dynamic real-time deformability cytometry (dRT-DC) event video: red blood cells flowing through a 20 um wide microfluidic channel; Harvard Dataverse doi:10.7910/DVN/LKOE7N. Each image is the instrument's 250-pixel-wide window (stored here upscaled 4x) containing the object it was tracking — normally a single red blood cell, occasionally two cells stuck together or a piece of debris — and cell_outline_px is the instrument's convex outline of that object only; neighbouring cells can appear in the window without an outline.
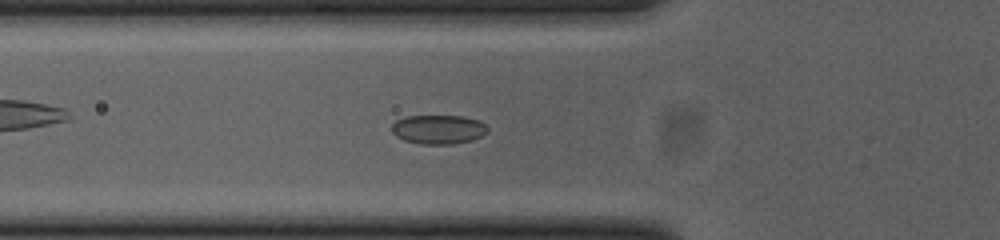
{"species": "common noctule bat (a hibernating species)", "species_latin": "Nyctalus noctula", "temperature_condition": "cold", "stored_images_in_passage": 47, "camera_frame_rate_fps": 3000, "um_per_image_px": 0.085, "animal": {"sex": "female", "body_mass_g": 23.0, "forearm_length_mm": 53.4}, "frame": {"image": 1, "passage_image": 18, "time_ms": 5.667, "image_size_px": [1000, 240], "cell_outline_px": [[488, 132], [472, 140], [452, 144], [420, 144], [404, 140], [396, 136], [392, 132], [392, 124], [396, 120], [408, 116], [464, 116], [480, 120], [488, 128]], "centroid_in_image_um": [37.27, 11.0], "position_along_channel_um": 88.5, "area_um2": 16.3}}
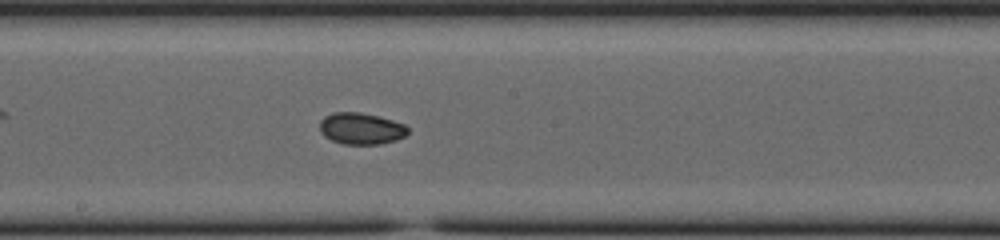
{"frame": {"image": 2, "passage_image": 28, "time_ms": 9.0, "image_size_px": [1000, 240], "cell_outline_px": [[408, 132], [404, 136], [396, 140], [380, 144], [344, 144], [332, 140], [324, 136], [320, 132], [320, 120], [324, 116], [332, 112], [360, 112], [380, 116], [404, 124], [408, 128]], "centroid_in_image_um": [30.67, 10.92], "position_along_channel_um": 217.5, "area_um2": 16.3}}
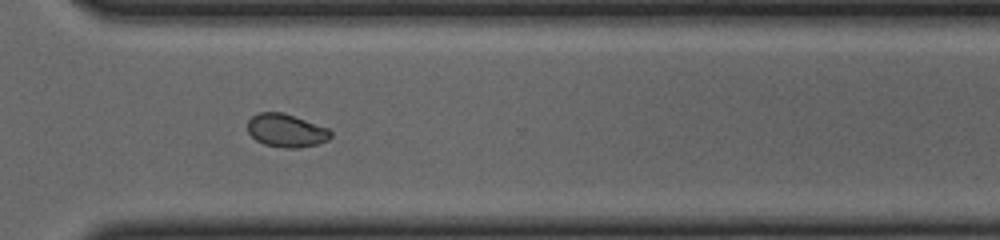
{"frame": {"image": 3, "passage_image": 38, "time_ms": 12.333, "image_size_px": [1000, 240], "cell_outline_px": [[332, 136], [328, 140], [316, 144], [296, 148], [284, 148], [264, 144], [256, 140], [248, 132], [248, 120], [252, 116], [260, 112], [284, 112], [328, 128], [332, 132]], "centroid_in_image_um": [24.33, 11.09], "position_along_channel_um": 346.3, "area_um2": 16.07}, "authors_computed_cell_mechanics": {"area_um2": 16.2996, "velocity_mm_per_s": 3.8707, "shape_relaxation_time_tau1_ms": 5.5723, "shape_relaxation_time_tau2_ms": null, "deformation_change_tau1": 0.1004, "deformation_change_tau2": null}}